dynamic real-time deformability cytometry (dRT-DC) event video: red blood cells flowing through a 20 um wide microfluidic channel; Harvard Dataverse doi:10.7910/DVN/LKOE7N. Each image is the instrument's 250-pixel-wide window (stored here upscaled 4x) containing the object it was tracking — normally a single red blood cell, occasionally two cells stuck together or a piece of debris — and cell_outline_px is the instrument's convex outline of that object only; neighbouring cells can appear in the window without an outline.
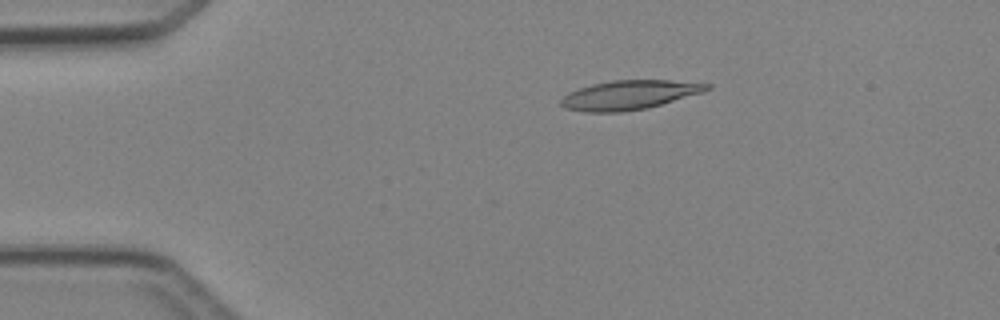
{"species": "Egyptian fruit bat (a non-hibernating species)", "species_latin": "Rousettus aegyptiacus", "temperature_condition": "cold", "stored_images_in_passage": 5, "camera_frame_rate_fps": 3000, "um_per_image_px": 0.085, "animal": {"sex": "female"}, "frame": {"image": 1, "passage_image": 3, "time_ms": 2.667, "image_size_px": [1000, 320], "cell_outline_px": [[712, 88], [704, 92], [648, 108], [620, 112], [584, 112], [564, 108], [560, 104], [560, 100], [568, 92], [592, 84], [612, 80], [668, 80], [712, 84]], "centroid_in_image_um": [53.49, 8.07], "position_along_channel_um": 31.5, "area_um2": 24.91}}
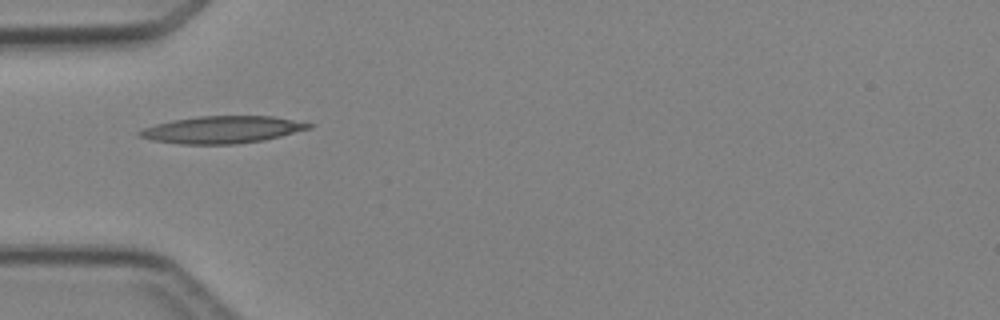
{"frame": {"image": 2, "passage_image": 4, "time_ms": 4.667, "image_size_px": [1000, 320], "cell_outline_px": [[316, 124], [312, 128], [264, 140], [236, 144], [180, 144], [152, 140], [140, 136], [136, 132], [144, 128], [156, 124], [172, 120], [200, 116], [272, 116]], "centroid_in_image_um": [18.91, 11.02], "position_along_channel_um": 66.1, "area_um2": 26.76}}
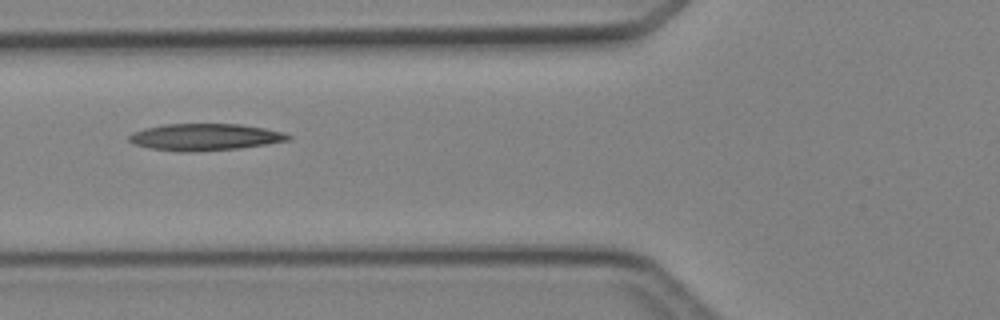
{"frame": {"image": 3, "passage_image": 5, "time_ms": 5.667, "image_size_px": [1000, 320], "cell_outline_px": [[292, 140], [240, 148], [188, 152], [180, 152], [148, 148], [136, 144], [128, 140], [128, 136], [132, 132], [144, 128], [164, 124], [240, 124], [264, 128], [284, 132], [292, 136]], "centroid_in_image_um": [17.42, 11.65], "position_along_channel_um": 108.4, "area_um2": 24.97}}